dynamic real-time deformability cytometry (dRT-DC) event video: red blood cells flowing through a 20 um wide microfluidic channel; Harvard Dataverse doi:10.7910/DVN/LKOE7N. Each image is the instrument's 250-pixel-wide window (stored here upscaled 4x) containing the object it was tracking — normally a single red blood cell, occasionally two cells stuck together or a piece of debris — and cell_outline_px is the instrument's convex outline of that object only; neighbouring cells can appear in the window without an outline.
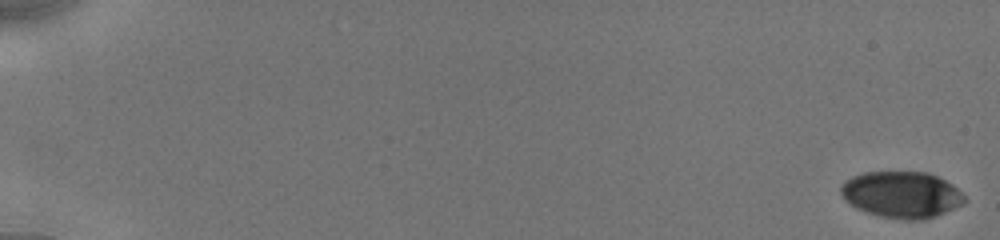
{"species": "human", "species_latin": "Homo sapiens", "temperature_condition": "cold", "stored_images_in_passage": 67, "camera_frame_rate_fps": 3000, "um_per_image_px": 0.085, "donor": {"sex": "male"}, "frame": {"image": 1, "passage_image": 1, "time_ms": 0.0, "image_size_px": [1000, 240], "cell_outline_px": [[968, 200], [964, 204], [936, 216], [924, 220], [900, 220], [880, 216], [856, 208], [844, 200], [840, 192], [840, 184], [852, 176], [864, 172], [928, 172], [952, 184]], "centroid_in_image_um": [76.63, 16.55], "position_along_channel_um": 8.4, "area_um2": 33.7}}
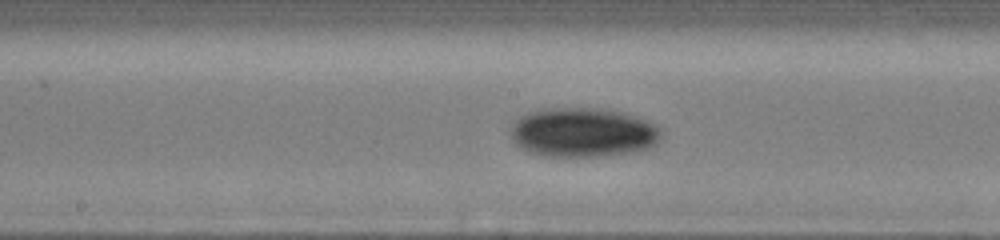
{"frame": {"image": 2, "passage_image": 36, "time_ms": 10.0, "image_size_px": [1000, 240], "cell_outline_px": [[664, 136], [656, 144], [648, 148], [628, 152], [604, 156], [544, 156], [528, 152], [516, 144], [512, 140], [512, 128], [516, 120], [520, 116], [528, 112], [540, 108], [608, 108], [636, 116], [656, 124], [660, 128]], "centroid_in_image_um": [49.58, 11.24], "position_along_channel_um": 198.6, "area_um2": 43.64}}
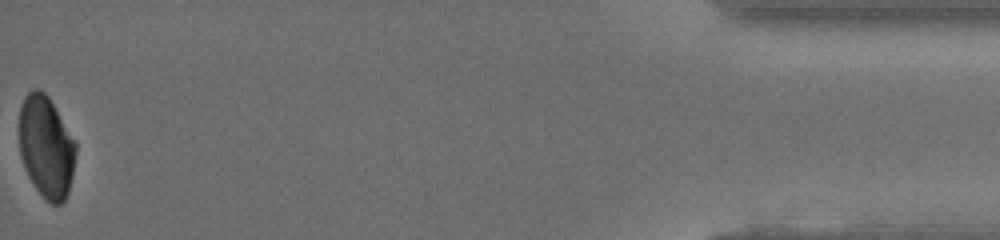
{"frame": {"image": 3, "passage_image": 67, "time_ms": 18.0, "image_size_px": [1000, 240], "cell_outline_px": [[76, 152], [72, 176], [68, 192], [64, 200], [60, 204], [52, 204], [36, 188], [28, 176], [20, 152], [20, 108], [24, 96], [32, 88], [36, 88], [44, 92], [48, 96], [76, 140]], "centroid_in_image_um": [3.94, 12.44], "position_along_channel_um": 431.3, "area_um2": 33.41}, "authors_computed_cell_mechanics": {"area_um2": 36.992, "velocity_mm_per_s": 3.9192, "shape_relaxation_time_tau1_ms": 2.5594, "shape_relaxation_time_tau2_ms": null, "deformation_change_tau1": 0.0809, "deformation_change_tau2": null}}